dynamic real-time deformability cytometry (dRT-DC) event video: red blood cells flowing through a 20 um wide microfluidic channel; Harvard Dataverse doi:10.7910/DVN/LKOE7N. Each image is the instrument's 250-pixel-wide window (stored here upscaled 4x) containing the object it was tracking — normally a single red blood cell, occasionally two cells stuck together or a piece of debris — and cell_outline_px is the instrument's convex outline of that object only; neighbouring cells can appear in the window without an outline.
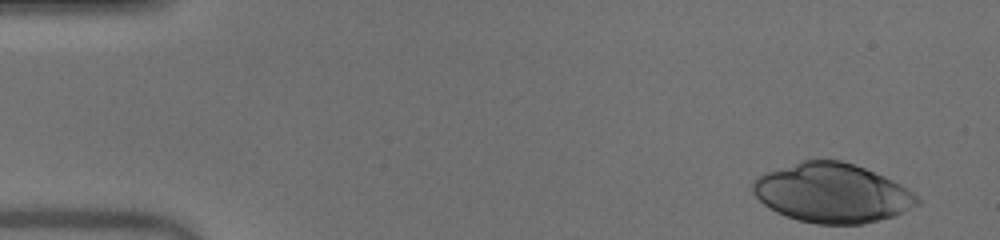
{"species": "human", "species_latin": "Homo sapiens", "temperature_condition": "warm", "stored_images_in_passage": 48, "camera_frame_rate_fps": 3000, "um_per_image_px": 0.085, "donor": {"sex": "male"}, "frame": {"image": 1, "passage_image": 1, "time_ms": 0.0, "image_size_px": [1000, 240], "cell_outline_px": [[920, 204], [892, 216], [864, 224], [816, 224], [796, 220], [784, 216], [768, 208], [752, 192], [752, 180], [756, 176], [764, 172], [800, 160], [840, 160], [864, 168], [884, 176], [900, 184], [912, 192], [920, 200]], "centroid_in_image_um": [70.67, 16.4], "position_along_channel_um": 14.3, "area_um2": 56.93}}
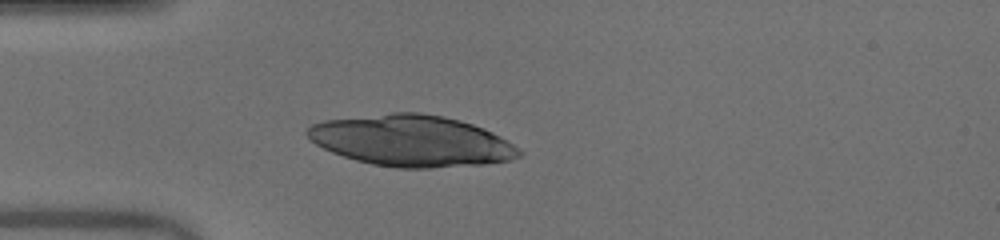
{"frame": {"image": 2, "passage_image": 12, "time_ms": 3.667, "image_size_px": [1000, 240], "cell_outline_px": [[524, 152], [520, 156], [508, 160], [484, 164], [432, 168], [396, 168], [372, 164], [356, 160], [332, 152], [316, 144], [304, 132], [312, 124], [324, 120], [392, 112], [420, 112], [444, 116], [460, 120], [484, 128], [500, 136], [520, 148]], "centroid_in_image_um": [35.0, 11.96], "position_along_channel_um": 50.0, "area_um2": 63.29}}